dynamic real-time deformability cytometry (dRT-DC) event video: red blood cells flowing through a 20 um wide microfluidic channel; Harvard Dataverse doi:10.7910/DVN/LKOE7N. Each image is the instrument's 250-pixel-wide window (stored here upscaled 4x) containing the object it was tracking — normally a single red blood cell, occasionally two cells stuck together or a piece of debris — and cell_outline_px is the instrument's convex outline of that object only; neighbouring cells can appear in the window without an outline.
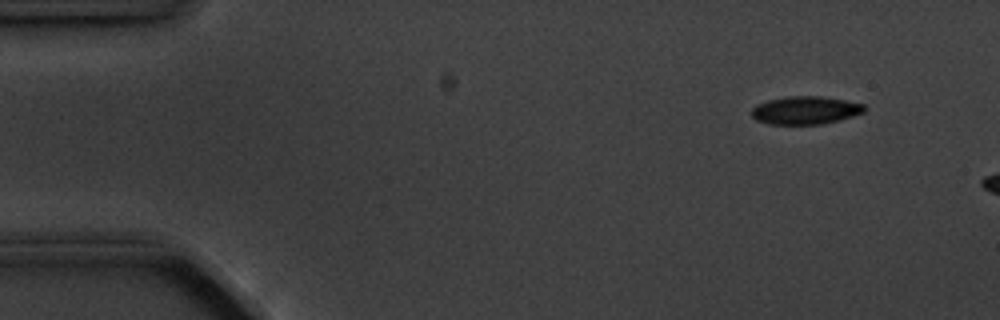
{"species": "common noctule bat (a hibernating species)", "species_latin": "Nyctalus noctula", "temperature_condition": "cold", "stored_images_in_passage": 3, "camera_frame_rate_fps": 3000, "um_per_image_px": 0.085, "animal": {"sex": "male", "body_mass_g": 20.1, "forearm_length_mm": 53.5}, "frame": {"image": 1, "passage_image": 1, "time_ms": 0.0, "image_size_px": [1000, 320], "cell_outline_px": [[868, 108], [864, 112], [852, 116], [820, 124], [768, 124], [756, 120], [752, 116], [752, 108], [756, 104], [768, 100], [788, 96], [820, 96], [844, 100], [864, 104]], "centroid_in_image_um": [68.44, 9.36], "position_along_channel_um": 16.6, "area_um2": 18.32}}